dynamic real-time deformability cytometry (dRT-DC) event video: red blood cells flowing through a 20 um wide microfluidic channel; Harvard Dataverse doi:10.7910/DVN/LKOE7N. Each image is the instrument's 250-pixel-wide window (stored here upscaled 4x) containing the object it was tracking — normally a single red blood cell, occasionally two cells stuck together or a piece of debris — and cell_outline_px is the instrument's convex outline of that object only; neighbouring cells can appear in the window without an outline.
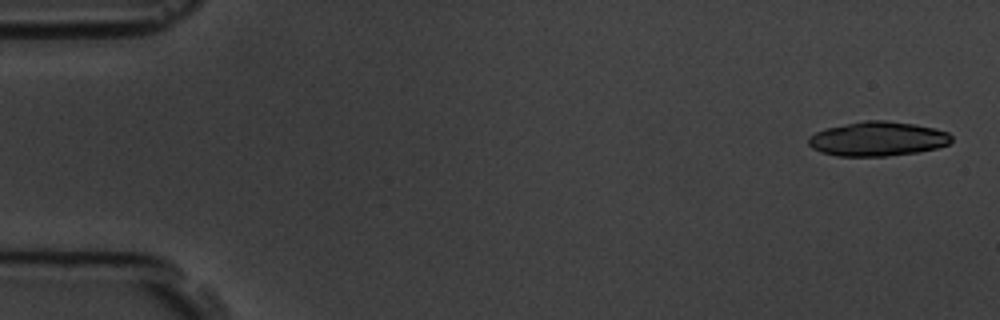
{"species": "common noctule bat (a hibernating species)", "species_latin": "Nyctalus noctula", "temperature_condition": "room temperature", "stored_images_in_passage": 3, "camera_frame_rate_fps": 3000, "um_per_image_px": 0.085, "animal": {"sex": "male", "body_mass_g": 19.5, "forearm_length_mm": 54.6}, "frame": {"image": 1, "passage_image": 1, "time_ms": 0.0, "image_size_px": [1000, 320], "cell_outline_px": [[952, 140], [948, 144], [936, 148], [916, 152], [884, 156], [836, 156], [820, 152], [812, 148], [808, 144], [808, 136], [824, 128], [864, 120], [884, 120], [912, 124], [932, 128], [948, 132], [952, 136]], "centroid_in_image_um": [74.55, 11.8], "position_along_channel_um": 10.5, "area_um2": 28.61}}